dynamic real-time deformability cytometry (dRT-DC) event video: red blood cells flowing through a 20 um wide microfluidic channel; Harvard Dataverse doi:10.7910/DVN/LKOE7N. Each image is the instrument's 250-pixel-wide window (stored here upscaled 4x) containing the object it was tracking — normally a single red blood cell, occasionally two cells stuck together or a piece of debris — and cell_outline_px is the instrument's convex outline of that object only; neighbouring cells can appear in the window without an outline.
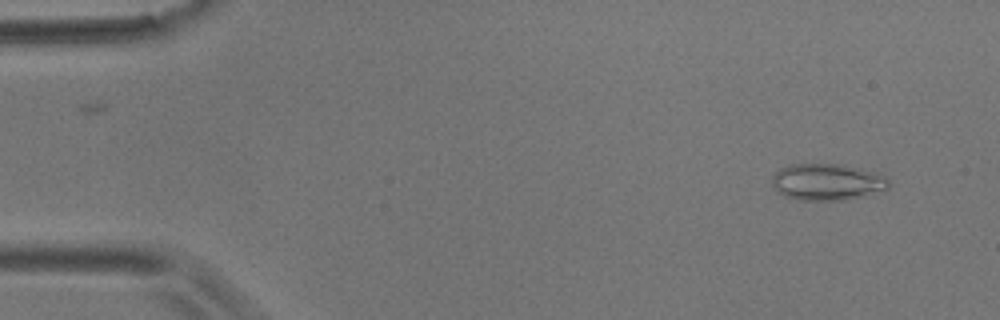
{"species": "common noctule bat (a hibernating species)", "species_latin": "Nyctalus noctula", "temperature_condition": "room temperature", "stored_images_in_passage": 55, "camera_frame_rate_fps": 3000, "um_per_image_px": 0.085, "animal": {"sex": "male", "body_mass_g": 17.9}, "frame": {"image": 1, "passage_image": 4, "time_ms": 1.0, "image_size_px": [1000, 320], "cell_outline_px": [[888, 188], [864, 196], [844, 200], [796, 200], [784, 196], [776, 192], [772, 184], [772, 176], [780, 168], [788, 164], [840, 164], [880, 172], [888, 176]], "centroid_in_image_um": [70.3, 15.46], "position_along_channel_um": 14.7, "area_um2": 25.32}}
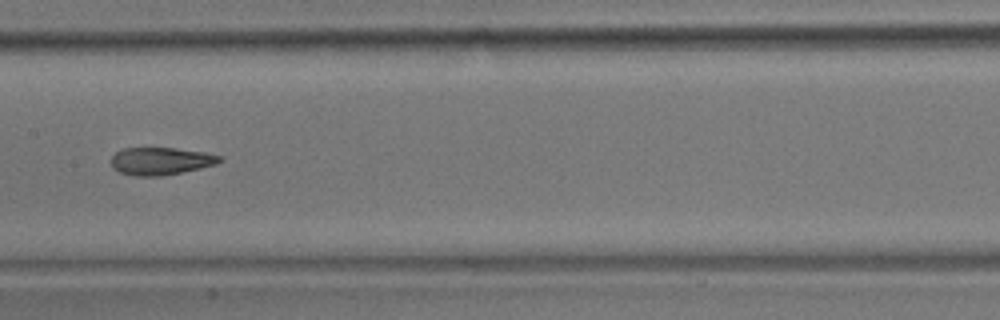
{"frame": {"image": 2, "passage_image": 27, "time_ms": 8.667, "image_size_px": [1000, 320], "cell_outline_px": [[224, 160], [216, 164], [200, 168], [164, 176], [136, 176], [120, 172], [112, 168], [112, 156], [116, 152], [124, 148], [176, 148], [204, 152], [220, 156]], "centroid_in_image_um": [13.67, 13.69], "position_along_channel_um": 193.7, "area_um2": 17.4}}
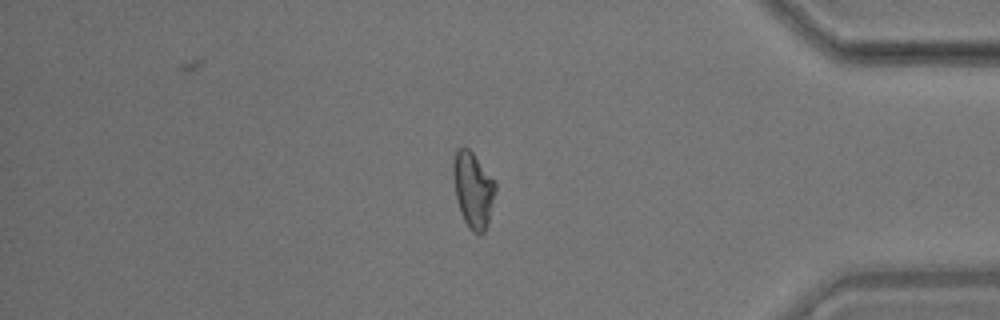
{"frame": {"image": 3, "passage_image": 46, "time_ms": 15.0, "image_size_px": [1000, 320], "cell_outline_px": [[496, 192], [488, 224], [484, 232], [480, 236], [472, 232], [468, 228], [460, 212], [456, 200], [452, 172], [452, 164], [456, 152], [460, 148], [468, 148], [472, 152], [496, 180]], "centroid_in_image_um": [40.23, 16.17], "position_along_channel_um": 395.0, "area_um2": 19.02}, "authors_computed_cell_mechanics": {"area_um2": 18.9006, "velocity_mm_per_s": 3.6331, "shape_relaxation_time_tau1_ms": null, "shape_relaxation_time_tau2_ms": 2.4527, "deformation_change_tau1": null, "deformation_change_tau2": 0.0911}}